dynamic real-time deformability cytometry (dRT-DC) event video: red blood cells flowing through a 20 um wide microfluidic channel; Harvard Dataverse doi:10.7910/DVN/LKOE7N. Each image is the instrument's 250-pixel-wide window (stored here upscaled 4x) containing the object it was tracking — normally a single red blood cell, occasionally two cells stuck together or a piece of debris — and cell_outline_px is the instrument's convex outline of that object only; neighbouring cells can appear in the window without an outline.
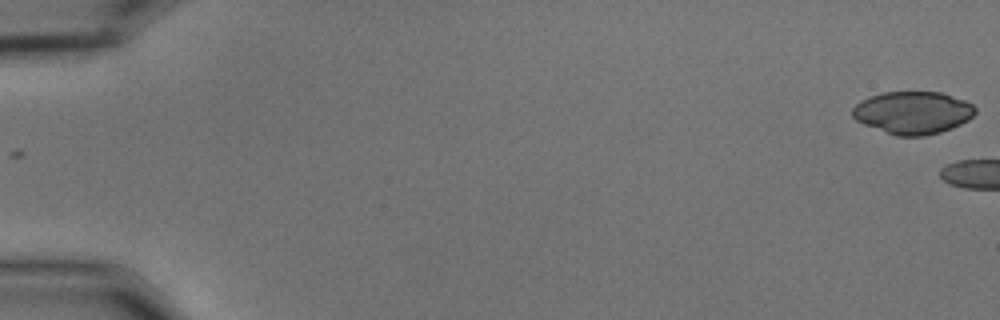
{"species": "common noctule bat (a hibernating species)", "species_latin": "Nyctalus noctula", "temperature_condition": "cold", "stored_images_in_passage": 14, "camera_frame_rate_fps": 3000, "um_per_image_px": 0.085, "animal": {"sex": "male", "body_mass_g": 15.6}, "frame": {"image": 1, "passage_image": 1, "time_ms": 0.0, "image_size_px": [1000, 320], "cell_outline_px": [[976, 112], [968, 120], [952, 128], [940, 132], [924, 136], [896, 136], [864, 124], [856, 120], [852, 116], [852, 108], [860, 100], [868, 96], [884, 92], [940, 92], [964, 100], [972, 104], [976, 108]], "centroid_in_image_um": [77.57, 9.57], "position_along_channel_um": 7.4, "area_um2": 30.46}}